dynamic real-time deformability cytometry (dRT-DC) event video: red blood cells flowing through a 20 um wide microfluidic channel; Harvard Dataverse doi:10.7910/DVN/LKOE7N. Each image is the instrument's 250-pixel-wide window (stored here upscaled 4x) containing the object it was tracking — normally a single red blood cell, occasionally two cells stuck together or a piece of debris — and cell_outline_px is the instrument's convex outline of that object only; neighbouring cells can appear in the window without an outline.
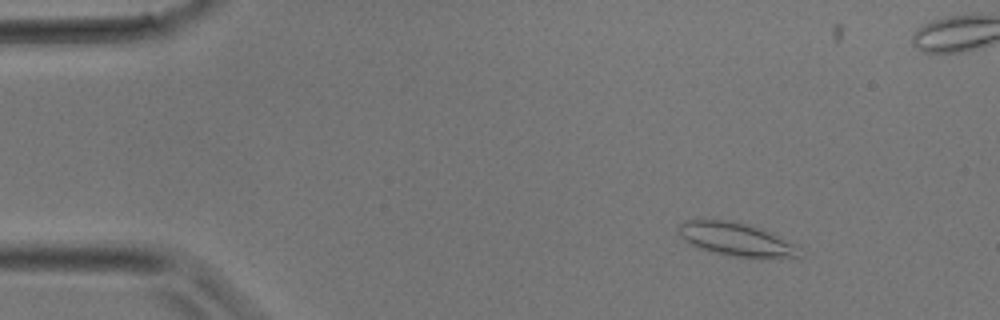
{"species": "common noctule bat (a hibernating species)", "species_latin": "Nyctalus noctula", "temperature_condition": "room temperature", "stored_images_in_passage": 36, "camera_frame_rate_fps": 3000, "um_per_image_px": 0.085, "animal": {"sex": "male", "body_mass_g": 17.9}, "frame": {"image": 1, "passage_image": 5, "time_ms": 1.333, "image_size_px": [1000, 320], "cell_outline_px": [[800, 256], [732, 256], [700, 248], [692, 244], [680, 236], [676, 228], [676, 224], [684, 220], [732, 220], [768, 232], [796, 244]], "centroid_in_image_um": [62.45, 20.3], "position_along_channel_um": 22.6, "area_um2": 22.48}}
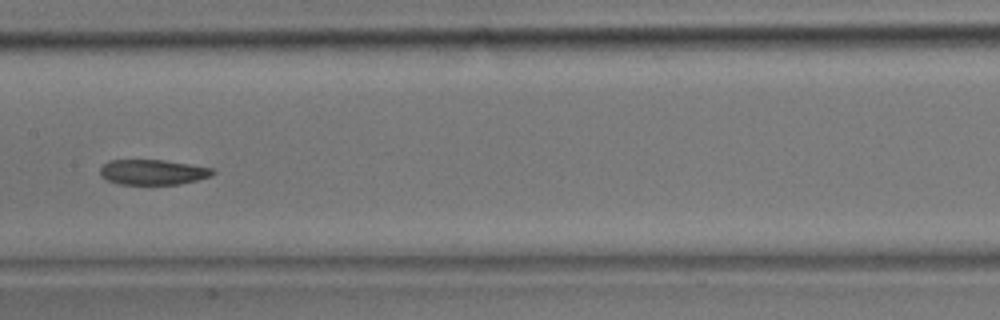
{"frame": {"image": 2, "passage_image": 18, "time_ms": 5.667, "image_size_px": [1000, 320], "cell_outline_px": [[216, 172], [212, 176], [180, 184], [120, 184], [108, 180], [100, 176], [100, 168], [108, 160], [164, 160], [212, 168]], "centroid_in_image_um": [12.99, 14.63], "position_along_channel_um": 194.4, "area_um2": 16.47}}
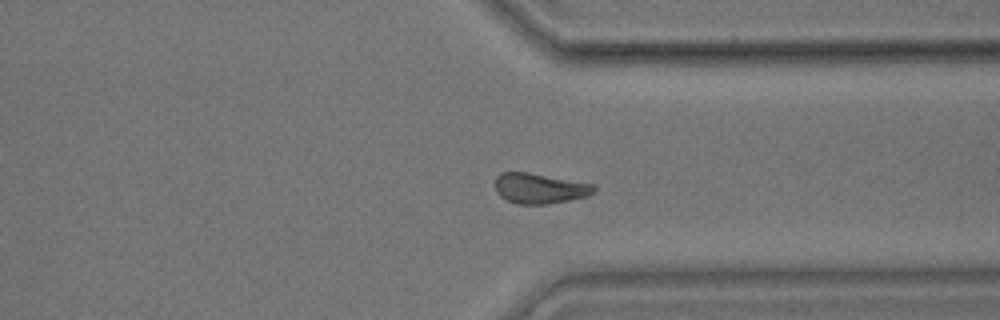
{"frame": {"image": 3, "passage_image": 27, "time_ms": 8.667, "image_size_px": [1000, 320], "cell_outline_px": [[596, 188], [588, 196], [548, 204], [516, 204], [500, 196], [496, 192], [496, 176], [500, 172], [528, 172], [596, 184]], "centroid_in_image_um": [45.87, 16.0], "position_along_channel_um": 365.5, "area_um2": 17.51}}